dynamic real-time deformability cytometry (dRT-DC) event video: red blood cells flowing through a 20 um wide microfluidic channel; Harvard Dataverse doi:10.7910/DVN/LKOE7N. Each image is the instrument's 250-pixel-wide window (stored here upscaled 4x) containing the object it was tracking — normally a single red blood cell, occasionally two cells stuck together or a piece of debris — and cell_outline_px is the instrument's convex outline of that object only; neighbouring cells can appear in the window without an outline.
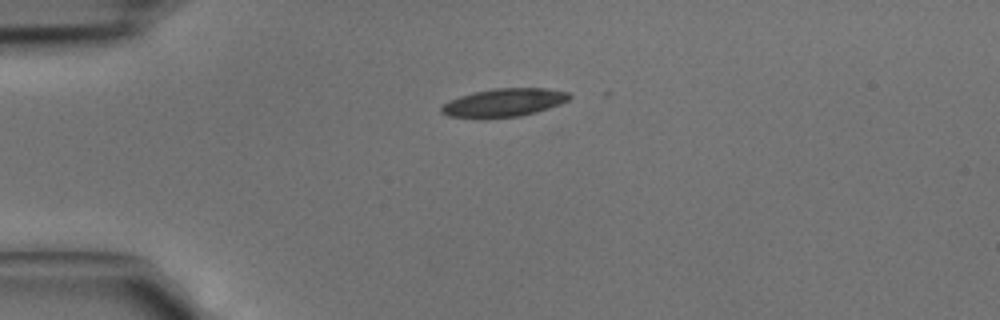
{"species": "common noctule bat (a hibernating species)", "species_latin": "Nyctalus noctula", "temperature_condition": "cold", "stored_images_in_passage": 2, "camera_frame_rate_fps": 3000, "um_per_image_px": 0.085, "animal": {"sex": "male", "body_mass_g": 15.6}, "frame": {"image": 1, "passage_image": 1, "time_ms": 0.0, "image_size_px": [1000, 320], "cell_outline_px": [[572, 96], [568, 100], [560, 104], [536, 112], [520, 116], [484, 120], [480, 120], [448, 116], [440, 112], [440, 108], [448, 100], [472, 92], [492, 88], [548, 88], [568, 92]], "centroid_in_image_um": [42.78, 8.74], "position_along_channel_um": 42.2, "area_um2": 21.68}}